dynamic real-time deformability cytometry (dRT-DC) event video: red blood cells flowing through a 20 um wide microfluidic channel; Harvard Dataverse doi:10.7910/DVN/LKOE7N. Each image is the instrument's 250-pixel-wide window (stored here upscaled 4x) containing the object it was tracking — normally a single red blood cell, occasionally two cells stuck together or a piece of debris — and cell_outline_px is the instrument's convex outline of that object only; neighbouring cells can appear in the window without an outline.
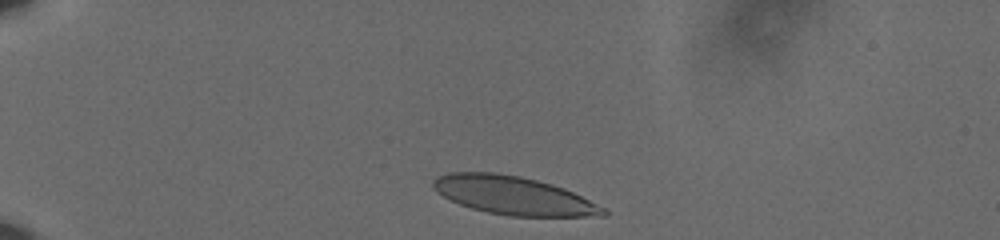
{"species": "human", "species_latin": "Homo sapiens", "temperature_condition": "cold", "stored_images_in_passage": 39, "camera_frame_rate_fps": 3000, "um_per_image_px": 0.085, "donor": {"sex": "male"}, "frame": {"image": 1, "passage_image": 2, "time_ms": 0.333, "image_size_px": [1000, 240], "cell_outline_px": [[608, 216], [508, 216], [488, 212], [472, 208], [460, 204], [436, 192], [432, 188], [432, 180], [436, 176], [448, 172], [496, 172], [520, 176], [552, 184], [564, 188], [608, 208]], "centroid_in_image_um": [43.66, 16.61], "position_along_channel_um": 41.3, "area_um2": 38.21}}
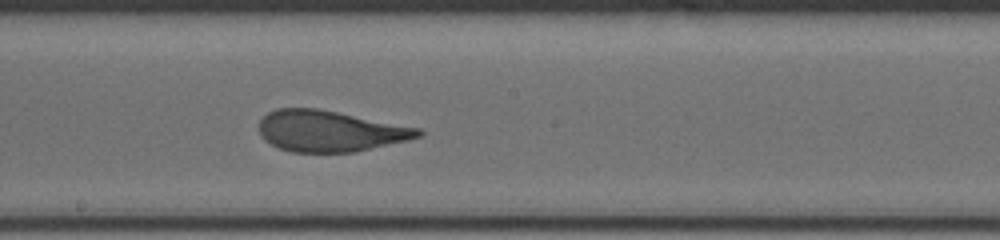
{"frame": {"image": 2, "passage_image": 22, "time_ms": 7.0, "image_size_px": [1000, 240], "cell_outline_px": [[424, 136], [408, 140], [356, 152], [292, 152], [280, 148], [264, 140], [260, 136], [260, 120], [268, 112], [276, 108], [316, 108], [420, 128], [424, 132]], "centroid_in_image_um": [28.06, 11.14], "position_along_channel_um": 220.1, "area_um2": 38.03}}
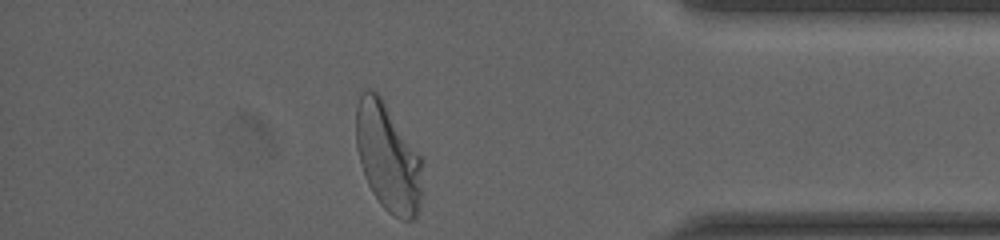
{"frame": {"image": 3, "passage_image": 39, "time_ms": 12.667, "image_size_px": [1000, 240], "cell_outline_px": [[420, 200], [416, 216], [412, 220], [400, 220], [388, 212], [380, 204], [372, 192], [368, 184], [360, 164], [356, 148], [356, 104], [364, 88], [368, 88], [376, 92], [380, 96], [420, 156]], "centroid_in_image_um": [32.92, 13.38], "position_along_channel_um": 402.3, "area_um2": 41.15}, "authors_computed_cell_mechanics": {"area_um2": 39.015, "velocity_mm_per_s": 3.6006, "shape_relaxation_time_tau1_ms": 6.4356, "shape_relaxation_time_tau2_ms": null, "deformation_change_tau1": 0.2228, "deformation_change_tau2": null}}